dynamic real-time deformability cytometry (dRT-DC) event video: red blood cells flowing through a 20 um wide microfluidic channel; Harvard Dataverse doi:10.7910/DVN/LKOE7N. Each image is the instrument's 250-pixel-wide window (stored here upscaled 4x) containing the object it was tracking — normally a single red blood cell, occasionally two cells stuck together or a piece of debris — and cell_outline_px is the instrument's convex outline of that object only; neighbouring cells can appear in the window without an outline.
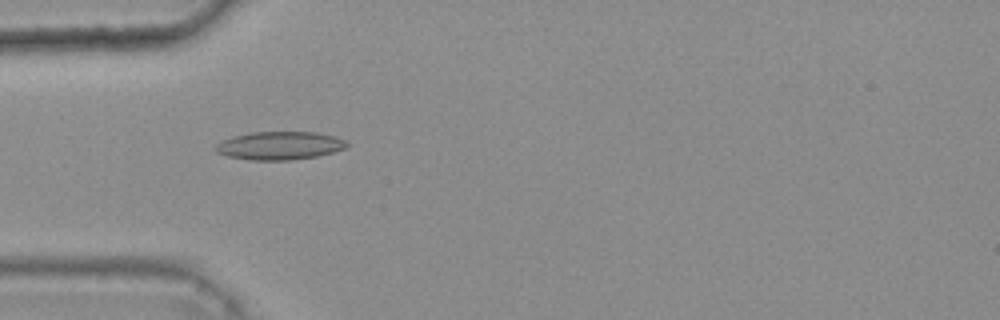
{"species": "common noctule bat (a hibernating species)", "species_latin": "Nyctalus noctula", "temperature_condition": "warm", "stored_images_in_passage": 49, "camera_frame_rate_fps": 3000, "um_per_image_px": 0.085, "animal": {"sex": "female", "body_mass_g": 25.1}, "frame": {"image": 1, "passage_image": 17, "time_ms": 5.333, "image_size_px": [1000, 320], "cell_outline_px": [[348, 144], [344, 148], [332, 152], [316, 156], [292, 160], [252, 160], [228, 156], [216, 152], [212, 148], [220, 140], [232, 136], [252, 132], [316, 132], [336, 136], [348, 140]], "centroid_in_image_um": [23.74, 12.37], "position_along_channel_um": 61.3, "area_um2": 21.73}}
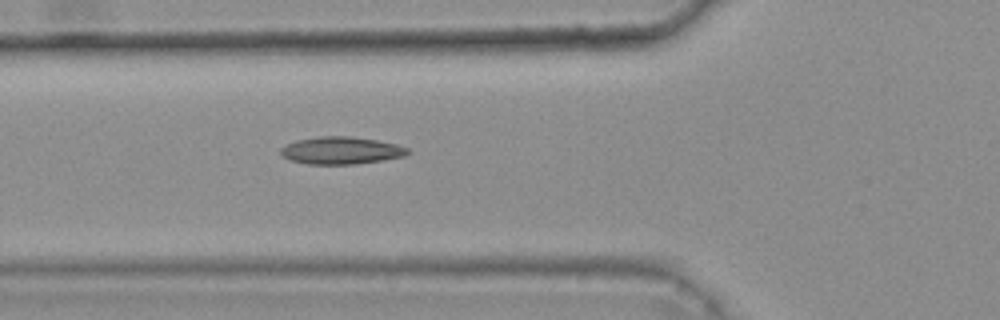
{"frame": {"image": 2, "passage_image": 20, "time_ms": 6.333, "image_size_px": [1000, 320], "cell_outline_px": [[408, 152], [404, 156], [380, 160], [352, 164], [308, 164], [288, 160], [280, 156], [280, 148], [296, 140], [320, 136], [348, 136], [376, 140], [396, 144], [408, 148]], "centroid_in_image_um": [28.92, 12.79], "position_along_channel_um": 96.9, "area_um2": 20.11}}
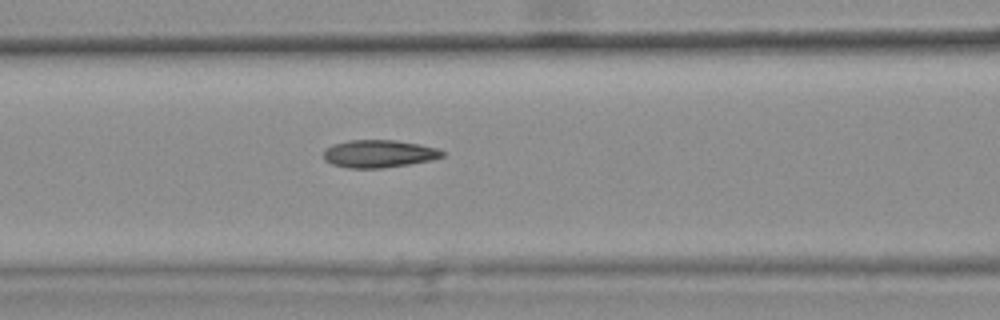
{"frame": {"image": 3, "passage_image": 23, "time_ms": 7.333, "image_size_px": [1000, 320], "cell_outline_px": [[444, 156], [432, 160], [384, 168], [348, 168], [332, 164], [324, 160], [324, 152], [332, 144], [348, 140], [396, 140], [420, 144], [436, 148], [444, 152]], "centroid_in_image_um": [32.21, 13.06], "position_along_channel_um": 134.4, "area_um2": 19.13}, "authors_computed_cell_mechanics": {"area_um2": 19.363, "velocity_mm_per_s": 3.723, "shape_relaxation_time_tau1_ms": null, "shape_relaxation_time_tau2_ms": 3.3103, "deformation_change_tau1": null, "deformation_change_tau2": 0.1139}}